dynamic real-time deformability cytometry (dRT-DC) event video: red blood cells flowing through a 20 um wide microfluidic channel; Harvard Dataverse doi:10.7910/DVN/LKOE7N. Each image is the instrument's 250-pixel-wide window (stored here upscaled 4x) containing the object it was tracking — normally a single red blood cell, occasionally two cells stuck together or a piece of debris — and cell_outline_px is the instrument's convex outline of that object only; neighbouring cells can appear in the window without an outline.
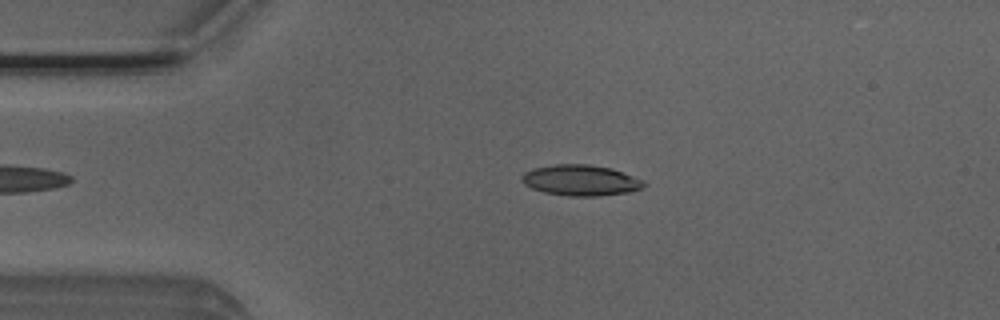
{"species": "Egyptian fruit bat (a non-hibernating species)", "species_latin": "Rousettus aegyptiacus", "temperature_condition": "room temperature", "stored_images_in_passage": 3, "camera_frame_rate_fps": 3000, "um_per_image_px": 0.085, "animal": {"sex": "male"}, "frame": {"image": 1, "passage_image": 3, "time_ms": 0.667, "image_size_px": [1000, 320], "cell_outline_px": [[648, 184], [644, 188], [632, 192], [596, 196], [568, 196], [544, 192], [532, 188], [524, 184], [520, 180], [520, 176], [524, 172], [532, 168], [556, 164], [588, 164], [612, 168], [644, 180]], "centroid_in_image_um": [49.38, 15.32], "position_along_channel_um": 35.6, "area_um2": 22.25}}